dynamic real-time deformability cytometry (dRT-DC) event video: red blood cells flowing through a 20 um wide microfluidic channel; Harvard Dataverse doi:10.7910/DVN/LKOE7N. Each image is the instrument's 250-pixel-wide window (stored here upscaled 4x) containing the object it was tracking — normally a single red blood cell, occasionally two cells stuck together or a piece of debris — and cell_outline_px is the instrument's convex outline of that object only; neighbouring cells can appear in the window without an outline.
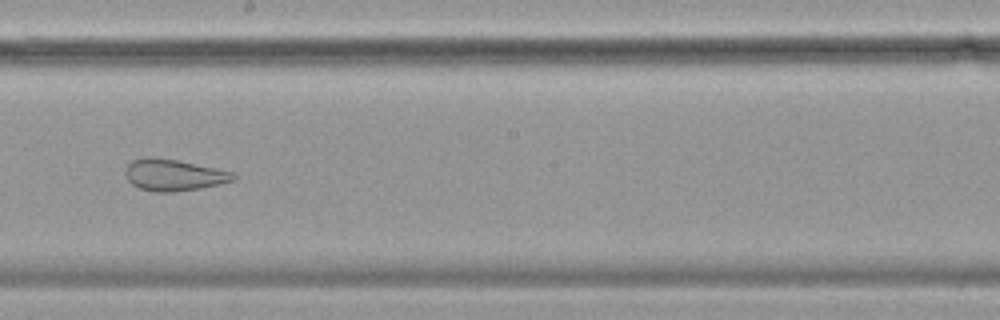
{"species": "common noctule bat (a hibernating species)", "species_latin": "Nyctalus noctula", "temperature_condition": "cold", "stored_images_in_passage": 47, "camera_frame_rate_fps": 3000, "um_per_image_px": 0.085, "animal": {"sex": "female", "body_mass_g": 19.9}, "frame": {"image": 1, "passage_image": 27, "time_ms": 8.667, "image_size_px": [1000, 320], "cell_outline_px": [[236, 180], [220, 184], [200, 188], [172, 192], [152, 192], [140, 188], [132, 184], [128, 180], [124, 172], [128, 164], [132, 160], [144, 156], [152, 156], [176, 160], [232, 172], [236, 176]], "centroid_in_image_um": [14.72, 14.87], "position_along_channel_um": 233.5, "area_um2": 19.83}, "authors_computed_cell_mechanics": {"area_um2": 27.744, "velocity_mm_per_s": 3.4996, "shape_relaxation_time_tau1_ms": null, "shape_relaxation_time_tau2_ms": 0.9328, "deformation_change_tau1": null, "deformation_change_tau2": 0.0666}}